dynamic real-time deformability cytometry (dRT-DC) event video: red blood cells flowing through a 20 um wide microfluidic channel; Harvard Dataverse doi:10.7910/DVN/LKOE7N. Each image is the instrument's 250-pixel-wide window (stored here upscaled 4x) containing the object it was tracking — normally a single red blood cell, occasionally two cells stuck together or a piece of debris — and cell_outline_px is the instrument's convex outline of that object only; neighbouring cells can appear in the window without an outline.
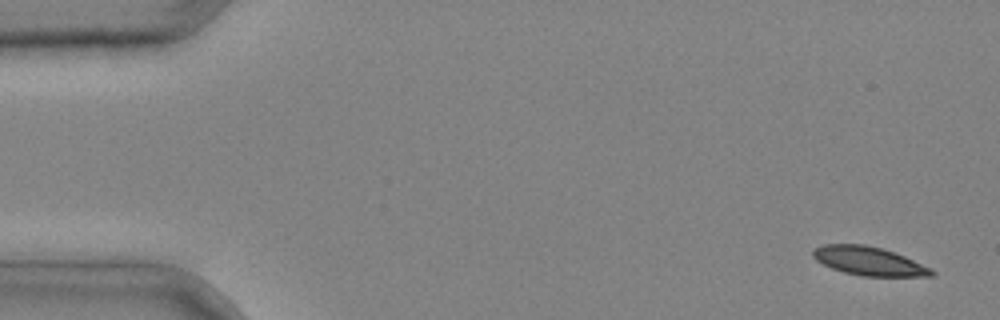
{"species": "common noctule bat (a hibernating species)", "species_latin": "Nyctalus noctula", "temperature_condition": "cold", "stored_images_in_passage": 5, "camera_frame_rate_fps": 3000, "um_per_image_px": 0.085, "animal": {"sex": "male", "body_mass_g": 20.4}, "frame": {"image": 1, "passage_image": 1, "time_ms": 0.0, "image_size_px": [1000, 320], "cell_outline_px": [[936, 272], [932, 276], [860, 276], [844, 272], [832, 268], [816, 260], [812, 256], [812, 252], [816, 248], [824, 244], [864, 244], [880, 248], [904, 256], [932, 268]], "centroid_in_image_um": [73.86, 22.19], "position_along_channel_um": 11.1, "area_um2": 19.65}}
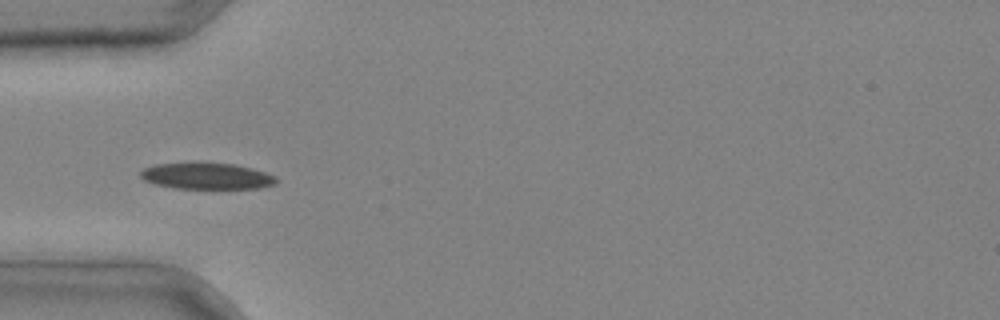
{"frame": {"image": 2, "passage_image": 4, "time_ms": 1.0, "image_size_px": [1000, 320], "cell_outline_px": [[280, 180], [276, 184], [260, 188], [176, 188], [156, 184], [144, 180], [140, 176], [140, 172], [144, 168], [156, 164], [192, 160], [232, 164], [264, 172], [276, 176]], "centroid_in_image_um": [17.54, 14.93], "position_along_channel_um": 67.5, "area_um2": 21.33}}